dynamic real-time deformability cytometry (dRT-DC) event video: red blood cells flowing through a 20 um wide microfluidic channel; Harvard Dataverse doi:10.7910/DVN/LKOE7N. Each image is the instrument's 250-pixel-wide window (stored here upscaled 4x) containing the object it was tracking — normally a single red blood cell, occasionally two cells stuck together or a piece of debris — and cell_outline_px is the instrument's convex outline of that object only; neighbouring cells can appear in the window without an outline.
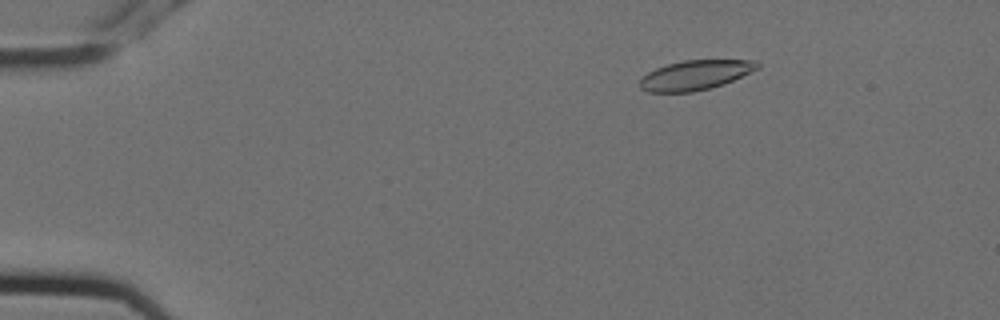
{"species": "Egyptian fruit bat (a non-hibernating species)", "species_latin": "Rousettus aegyptiacus", "temperature_condition": "cold", "stored_images_in_passage": 6, "camera_frame_rate_fps": 3000, "um_per_image_px": 0.085, "animal": {"sex": "female"}, "frame": {"image": 1, "passage_image": 1, "time_ms": 0.0, "image_size_px": [1000, 320], "cell_outline_px": [[760, 68], [724, 84], [692, 92], [648, 92], [640, 88], [640, 80], [648, 72], [656, 68], [668, 64], [684, 60], [756, 60], [760, 64]], "centroid_in_image_um": [59.12, 6.38], "position_along_channel_um": 25.9, "area_um2": 20.23}}
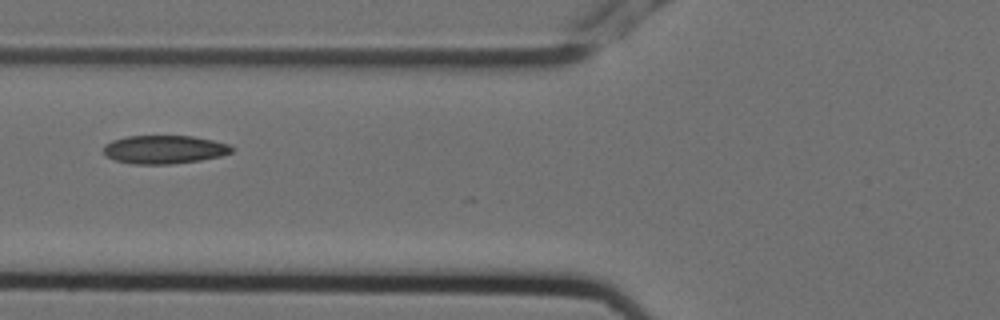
{"frame": {"image": 2, "passage_image": 5, "time_ms": 1.333, "image_size_px": [1000, 320], "cell_outline_px": [[236, 148], [232, 152], [220, 156], [200, 160], [168, 164], [132, 164], [116, 160], [104, 156], [104, 144], [112, 140], [124, 136], [192, 136], [212, 140], [228, 144]], "centroid_in_image_um": [13.94, 12.7], "position_along_channel_um": 111.9, "area_um2": 21.27}}
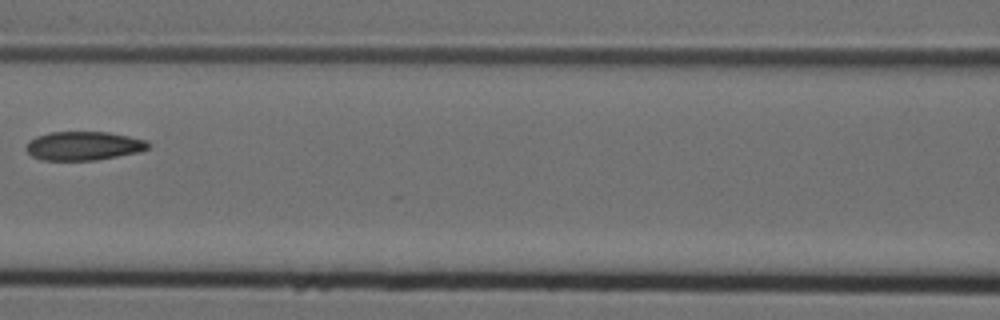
{"frame": {"image": 3, "passage_image": 6, "time_ms": 1.667, "image_size_px": [1000, 320], "cell_outline_px": [[148, 148], [140, 152], [96, 160], [40, 160], [32, 156], [24, 148], [28, 140], [36, 136], [52, 132], [108, 132], [148, 140]], "centroid_in_image_um": [7.08, 12.4], "position_along_channel_um": 159.5, "area_um2": 20.58}}